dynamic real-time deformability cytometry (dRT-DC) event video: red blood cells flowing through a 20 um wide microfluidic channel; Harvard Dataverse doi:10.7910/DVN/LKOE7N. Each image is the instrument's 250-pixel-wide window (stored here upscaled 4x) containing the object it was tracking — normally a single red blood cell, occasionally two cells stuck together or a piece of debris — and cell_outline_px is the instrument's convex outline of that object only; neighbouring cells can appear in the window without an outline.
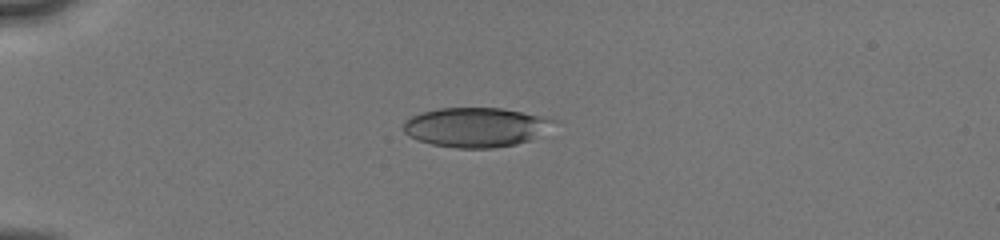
{"species": "human", "species_latin": "Homo sapiens", "temperature_condition": "cold", "stored_images_in_passage": 10, "camera_frame_rate_fps": 3000, "um_per_image_px": 0.085, "donor": {"sex": "male"}, "frame": {"image": 1, "passage_image": 5, "time_ms": 4.333, "image_size_px": [1000, 240], "cell_outline_px": [[556, 120], [532, 140], [516, 144], [492, 148], [456, 148], [432, 144], [420, 140], [404, 132], [404, 120], [420, 112], [440, 108], [500, 108], [520, 112]], "centroid_in_image_um": [40.38, 10.81], "position_along_channel_um": 44.6, "area_um2": 33.93}}
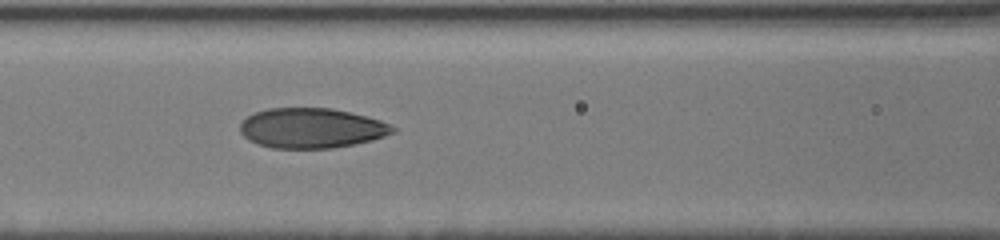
{"frame": {"image": 2, "passage_image": 9, "time_ms": 7.667, "image_size_px": [1000, 240], "cell_outline_px": [[396, 132], [372, 140], [332, 148], [272, 148], [248, 140], [240, 132], [240, 124], [252, 112], [268, 108], [332, 108], [380, 120], [396, 128]], "centroid_in_image_um": [26.45, 10.88], "position_along_channel_um": 140.1, "area_um2": 35.43}}